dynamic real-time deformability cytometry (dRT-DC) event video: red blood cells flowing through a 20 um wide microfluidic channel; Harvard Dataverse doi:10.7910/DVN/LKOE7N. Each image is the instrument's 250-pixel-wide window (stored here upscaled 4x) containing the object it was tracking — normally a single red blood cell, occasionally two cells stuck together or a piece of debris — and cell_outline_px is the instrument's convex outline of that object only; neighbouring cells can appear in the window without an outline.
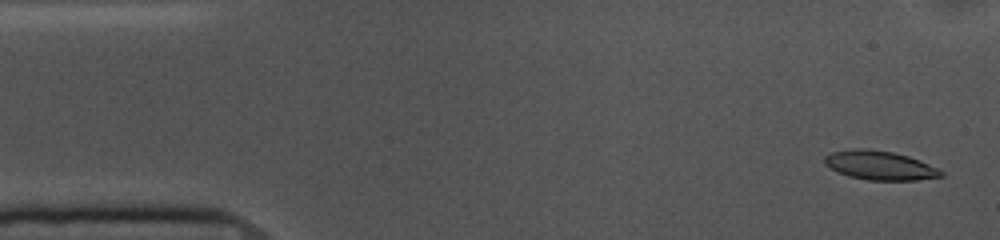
{"species": "common noctule bat (a hibernating species)", "species_latin": "Nyctalus noctula", "temperature_condition": "cold", "stored_images_in_passage": 53, "camera_frame_rate_fps": 3000, "um_per_image_px": 0.085, "animal": {"sex": "female", "body_mass_g": 10.0, "forearm_length_mm": 53.1}, "frame": {"image": 1, "passage_image": 2, "time_ms": 0.333, "image_size_px": [1000, 240], "cell_outline_px": [[944, 176], [916, 180], [868, 180], [848, 176], [824, 164], [824, 156], [832, 152], [856, 148], [864, 148], [892, 152], [908, 156], [920, 160], [944, 172]], "centroid_in_image_um": [74.79, 14.06], "position_along_channel_um": 10.2, "area_um2": 19.54}}
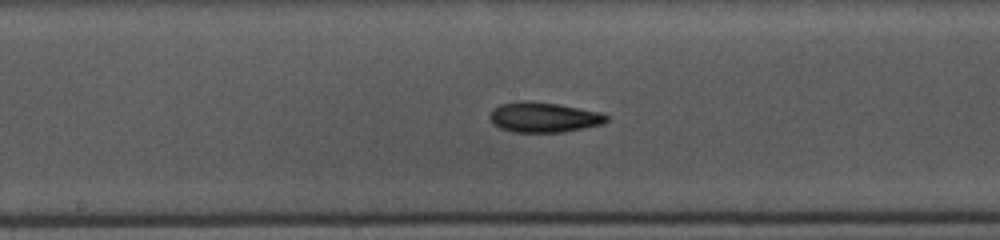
{"frame": {"image": 2, "passage_image": 26, "time_ms": 8.333, "image_size_px": [1000, 240], "cell_outline_px": [[608, 120], [604, 124], [584, 128], [560, 132], [512, 132], [500, 128], [492, 124], [488, 116], [492, 108], [500, 104], [516, 100], [528, 100], [556, 104], [604, 112], [608, 116]], "centroid_in_image_um": [46.19, 9.96], "position_along_channel_um": 202.0, "area_um2": 20.87}}
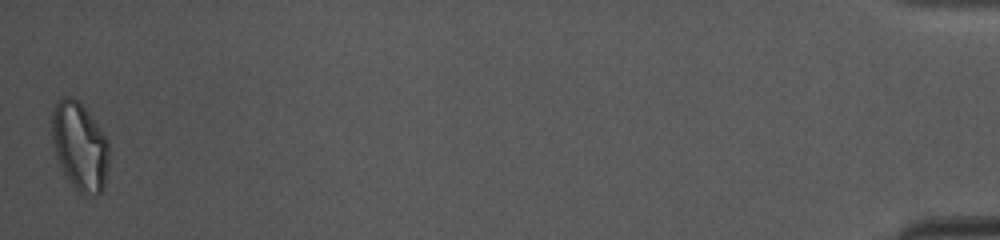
{"frame": {"image": 3, "passage_image": 53, "time_ms": 17.333, "image_size_px": [1000, 240], "cell_outline_px": [[108, 164], [104, 188], [96, 196], [80, 192], [72, 184], [64, 172], [56, 156], [52, 140], [52, 108], [56, 100], [64, 96], [72, 96], [84, 108], [100, 128], [108, 140]], "centroid_in_image_um": [6.77, 12.41], "position_along_channel_um": 428.4, "area_um2": 29.07}, "authors_computed_cell_mechanics": {"area_um2": 20.2878, "velocity_mm_per_s": 3.6402, "shape_relaxation_time_tau1_ms": 4.2917, "shape_relaxation_time_tau2_ms": 5.1802, "deformation_change_tau1": 0.1499, "deformation_change_tau2": 0.1321}}